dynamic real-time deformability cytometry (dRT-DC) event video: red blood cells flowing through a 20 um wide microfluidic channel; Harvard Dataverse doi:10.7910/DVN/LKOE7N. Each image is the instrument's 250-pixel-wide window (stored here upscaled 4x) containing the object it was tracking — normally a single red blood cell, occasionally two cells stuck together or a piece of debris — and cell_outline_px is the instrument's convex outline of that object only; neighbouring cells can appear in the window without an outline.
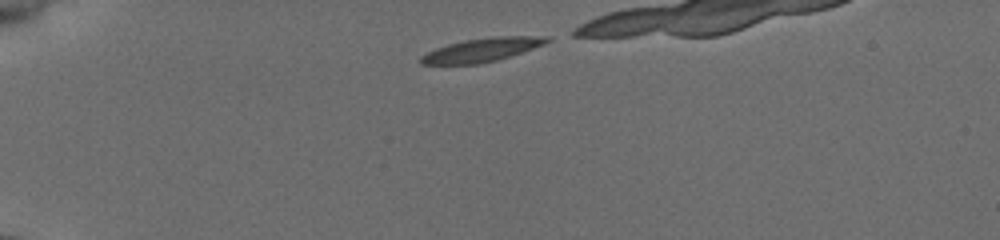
{"species": "common noctule bat (a hibernating species)", "species_latin": "Nyctalus noctula", "temperature_condition": "cold", "stored_images_in_passage": 34, "camera_frame_rate_fps": 3000, "um_per_image_px": 0.085, "animal": {"sex": "female", "body_mass_g": 19.5, "forearm_length_mm": 54.1}, "frame": {"image": 1, "passage_image": 1, "time_ms": 0.0, "image_size_px": [1000, 240], "cell_outline_px": [[552, 40], [544, 44], [496, 60], [480, 64], [420, 64], [420, 56], [436, 48], [448, 44], [464, 40], [496, 36], [552, 36]], "centroid_in_image_um": [40.96, 4.23], "position_along_channel_um": 44.0, "area_um2": 17.17}}
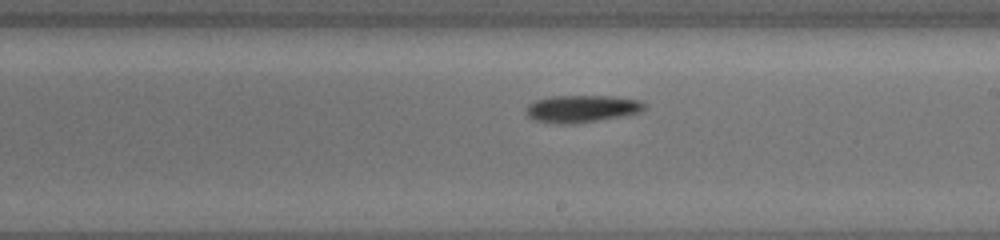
{"frame": {"image": 2, "passage_image": 20, "time_ms": 6.333, "image_size_px": [1000, 240], "cell_outline_px": [[648, 108], [640, 112], [620, 116], [572, 124], [560, 124], [536, 120], [528, 116], [524, 108], [528, 104], [536, 100], [552, 96], [608, 96], [640, 100]], "centroid_in_image_um": [49.43, 9.23], "position_along_channel_um": 239.6, "area_um2": 18.61}}
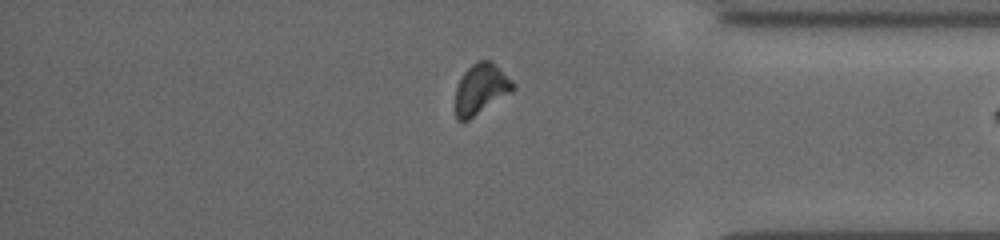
{"frame": {"image": 3, "passage_image": 33, "time_ms": 10.667, "image_size_px": [1000, 240], "cell_outline_px": [[516, 88], [512, 92], [468, 120], [456, 120], [456, 88], [464, 72], [476, 60], [492, 60], [516, 84]], "centroid_in_image_um": [40.91, 7.53], "position_along_channel_um": 394.3, "area_um2": 16.94}}